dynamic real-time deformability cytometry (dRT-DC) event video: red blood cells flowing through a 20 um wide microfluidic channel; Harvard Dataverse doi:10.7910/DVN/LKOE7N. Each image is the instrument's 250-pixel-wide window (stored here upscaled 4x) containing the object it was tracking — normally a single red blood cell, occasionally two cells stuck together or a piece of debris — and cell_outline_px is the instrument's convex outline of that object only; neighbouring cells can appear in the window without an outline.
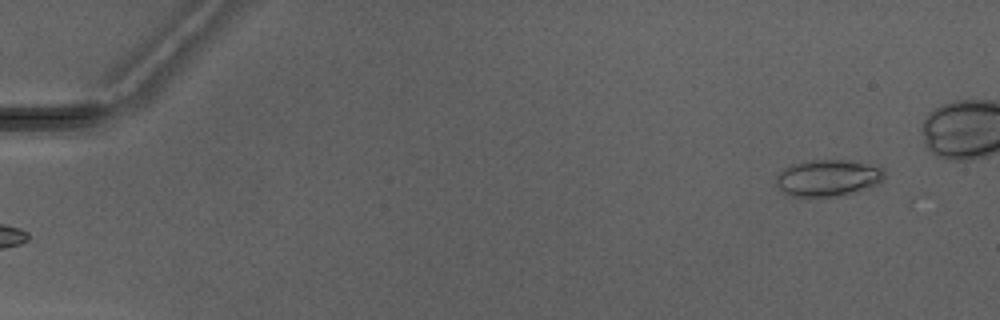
{"species": "Egyptian fruit bat (a non-hibernating species)", "species_latin": "Rousettus aegyptiacus", "temperature_condition": "warm", "stored_images_in_passage": 5, "camera_frame_rate_fps": 3000, "um_per_image_px": 0.085, "animal": {"sex": "male"}, "frame": {"image": 1, "passage_image": 5, "time_ms": 5.667, "image_size_px": [1000, 320], "cell_outline_px": [[884, 176], [876, 184], [848, 192], [832, 196], [788, 196], [776, 184], [776, 176], [784, 168], [792, 164], [808, 160], [852, 160], [868, 164], [880, 168], [884, 172]], "centroid_in_image_um": [70.29, 15.09], "position_along_channel_um": 14.7, "area_um2": 22.48}}